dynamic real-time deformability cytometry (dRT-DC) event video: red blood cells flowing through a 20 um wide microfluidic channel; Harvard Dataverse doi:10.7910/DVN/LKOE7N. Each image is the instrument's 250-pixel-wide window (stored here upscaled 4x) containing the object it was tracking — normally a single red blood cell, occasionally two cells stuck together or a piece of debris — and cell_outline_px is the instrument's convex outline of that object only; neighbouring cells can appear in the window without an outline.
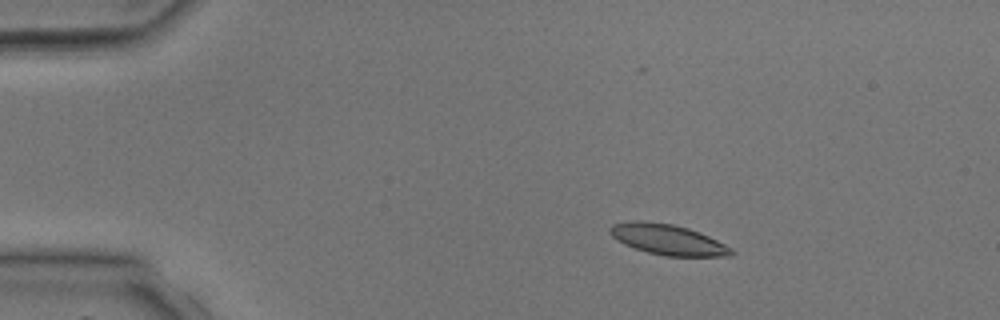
{"species": "common noctule bat (a hibernating species)", "species_latin": "Nyctalus noctula", "temperature_condition": "room temperature", "stored_images_in_passage": 5, "camera_frame_rate_fps": 3000, "um_per_image_px": 0.085, "animal": {"sex": "male", "body_mass_g": 17.9, "forearm_length_mm": 54.2}, "frame": {"image": 1, "passage_image": 3, "time_ms": 2.333, "image_size_px": [1000, 320], "cell_outline_px": [[736, 252], [732, 256], [664, 256], [648, 252], [624, 244], [616, 240], [608, 232], [608, 228], [612, 224], [628, 220], [640, 220], [672, 224], [688, 228], [700, 232], [732, 248]], "centroid_in_image_um": [56.73, 20.35], "position_along_channel_um": 28.3, "area_um2": 21.73}}